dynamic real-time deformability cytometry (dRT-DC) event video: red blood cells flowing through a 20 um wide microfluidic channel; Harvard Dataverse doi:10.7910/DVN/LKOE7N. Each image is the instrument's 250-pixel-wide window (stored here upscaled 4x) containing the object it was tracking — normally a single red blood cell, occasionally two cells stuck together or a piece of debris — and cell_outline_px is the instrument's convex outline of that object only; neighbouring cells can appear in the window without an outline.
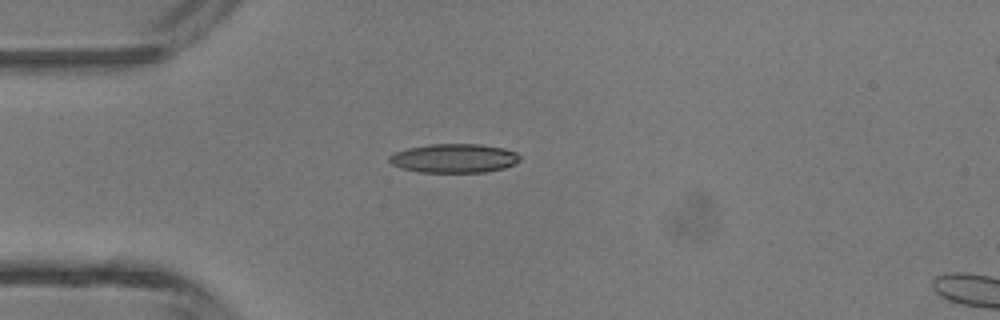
{"species": "common noctule bat (a hibernating species)", "species_latin": "Nyctalus noctula", "temperature_condition": "room temperature", "stored_images_in_passage": 4, "camera_frame_rate_fps": 3000, "um_per_image_px": 0.085, "animal": {"sex": "male", "body_mass_g": 13.3}, "frame": {"image": 1, "passage_image": 3, "time_ms": 3.0, "image_size_px": [1000, 320], "cell_outline_px": [[520, 160], [516, 164], [504, 168], [484, 172], [420, 172], [400, 168], [392, 164], [388, 160], [388, 156], [396, 152], [408, 148], [428, 144], [480, 144], [504, 148], [516, 152], [520, 156]], "centroid_in_image_um": [38.61, 13.45], "position_along_channel_um": 46.4, "area_um2": 22.14}}